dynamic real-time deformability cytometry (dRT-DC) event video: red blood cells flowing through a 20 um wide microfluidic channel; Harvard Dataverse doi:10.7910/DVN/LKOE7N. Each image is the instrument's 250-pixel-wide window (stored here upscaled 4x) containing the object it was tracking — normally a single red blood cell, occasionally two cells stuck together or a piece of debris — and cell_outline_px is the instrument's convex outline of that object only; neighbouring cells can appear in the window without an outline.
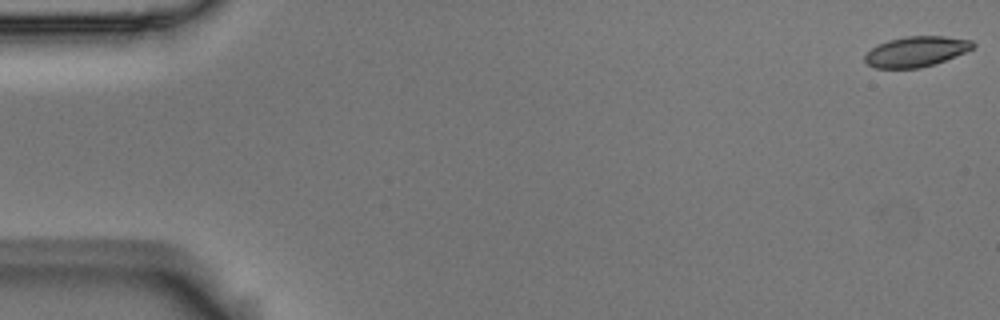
{"species": "Egyptian fruit bat (a non-hibernating species)", "species_latin": "Rousettus aegyptiacus", "temperature_condition": "room temperature", "stored_images_in_passage": 55, "camera_frame_rate_fps": 3000, "um_per_image_px": 0.085, "animal": {"sex": "male"}, "frame": {"image": 1, "passage_image": 1, "time_ms": 0.0, "image_size_px": [1000, 320], "cell_outline_px": [[976, 48], [936, 64], [920, 68], [876, 68], [868, 64], [864, 60], [864, 56], [876, 44], [888, 40], [908, 36], [944, 36], [972, 40], [976, 44]], "centroid_in_image_um": [77.91, 4.38], "position_along_channel_um": 7.1, "area_um2": 19.31}}
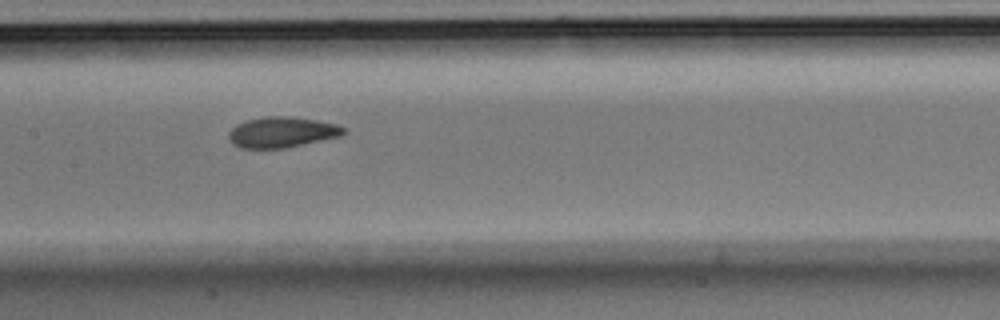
{"frame": {"image": 2, "passage_image": 27, "time_ms": 8.667, "image_size_px": [1000, 320], "cell_outline_px": [[348, 132], [344, 136], [284, 148], [240, 148], [232, 144], [228, 140], [228, 132], [236, 124], [248, 120], [264, 116], [292, 116], [316, 120], [336, 124], [348, 128]], "centroid_in_image_um": [24.0, 11.24], "position_along_channel_um": 183.4, "area_um2": 20.92}}
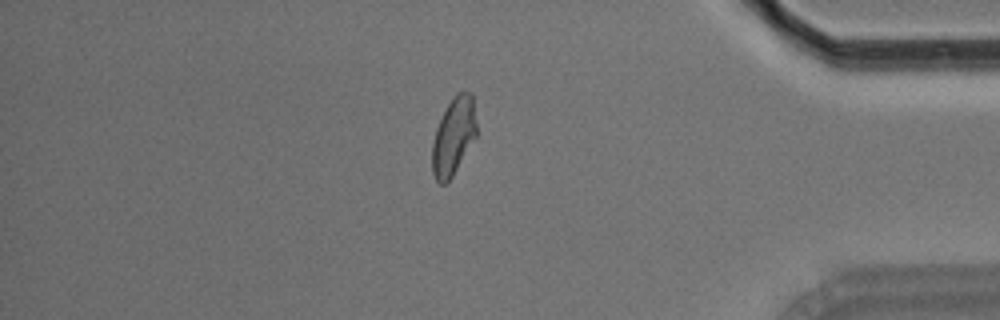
{"frame": {"image": 3, "passage_image": 47, "time_ms": 15.333, "image_size_px": [1000, 320], "cell_outline_px": [[476, 136], [452, 176], [444, 184], [440, 184], [436, 180], [432, 172], [432, 144], [436, 128], [448, 104], [456, 92], [472, 92], [476, 124]], "centroid_in_image_um": [38.54, 11.57], "position_along_channel_um": 396.7, "area_um2": 19.71}, "authors_computed_cell_mechanics": {"area_um2": 20.3456, "velocity_mm_per_s": 3.6683, "shape_relaxation_time_tau1_ms": 5.1928, "shape_relaxation_time_tau2_ms": 2.2018, "deformation_change_tau1": 0.1445, "deformation_change_tau2": 0.0564}}